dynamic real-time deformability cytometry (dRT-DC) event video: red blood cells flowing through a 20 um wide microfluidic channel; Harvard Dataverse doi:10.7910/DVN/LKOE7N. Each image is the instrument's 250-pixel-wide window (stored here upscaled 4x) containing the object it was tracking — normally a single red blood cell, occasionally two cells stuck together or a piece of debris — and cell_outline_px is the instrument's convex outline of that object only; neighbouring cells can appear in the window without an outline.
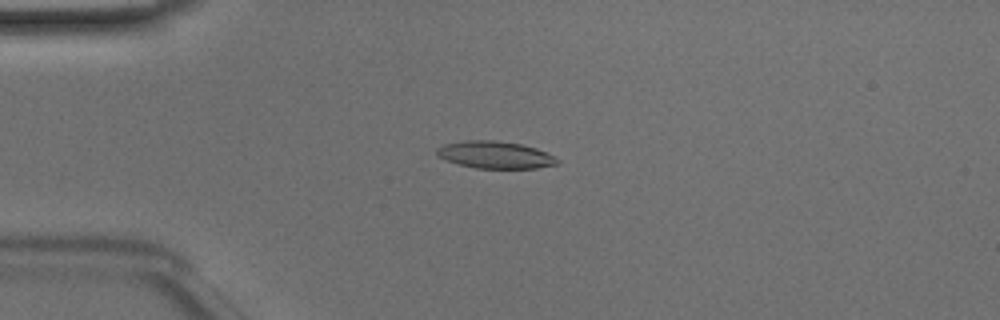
{"species": "Egyptian fruit bat (a non-hibernating species)", "species_latin": "Rousettus aegyptiacus", "temperature_condition": "room temperature", "stored_images_in_passage": 50, "camera_frame_rate_fps": 3000, "um_per_image_px": 0.085, "animal": {"sex": "male"}, "frame": {"image": 1, "passage_image": 13, "time_ms": 4.0, "image_size_px": [1000, 320], "cell_outline_px": [[560, 160], [556, 164], [536, 168], [476, 168], [444, 160], [436, 152], [436, 148], [444, 144], [464, 140], [492, 140], [520, 144], [536, 148]], "centroid_in_image_um": [42.05, 13.16], "position_along_channel_um": 43.0, "area_um2": 18.84}}
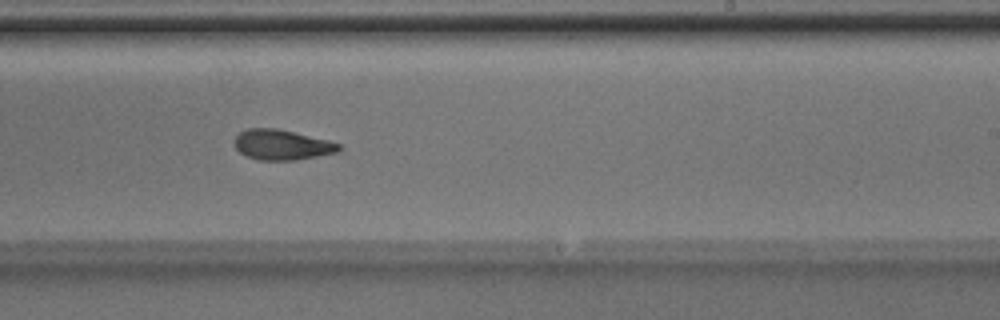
{"frame": {"image": 2, "passage_image": 31, "time_ms": 10.0, "image_size_px": [1000, 320], "cell_outline_px": [[340, 152], [292, 160], [260, 160], [248, 156], [240, 152], [236, 148], [232, 140], [240, 132], [248, 128], [276, 128], [340, 144]], "centroid_in_image_um": [23.9, 12.31], "position_along_channel_um": 265.1, "area_um2": 18.03}}
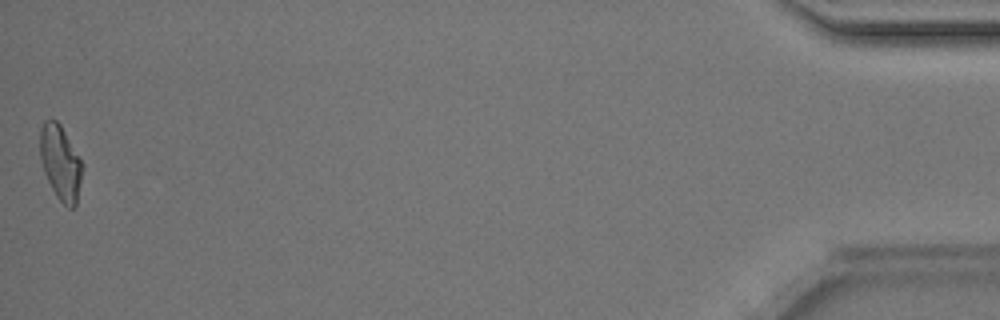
{"frame": {"image": 3, "passage_image": 50, "time_ms": 16.333, "image_size_px": [1000, 320], "cell_outline_px": [[84, 164], [76, 204], [72, 208], [68, 208], [56, 196], [44, 172], [40, 160], [40, 128], [44, 120], [56, 120], [60, 124]], "centroid_in_image_um": [5.14, 13.81], "position_along_channel_um": 430.1, "area_um2": 18.38}, "authors_computed_cell_mechanics": {"area_um2": 18.5827, "velocity_mm_per_s": 4.1048, "shape_relaxation_time_tau1_ms": 6.0779, "shape_relaxation_time_tau2_ms": 3.6299, "deformation_change_tau1": 0.1893, "deformation_change_tau2": 0.1235}}